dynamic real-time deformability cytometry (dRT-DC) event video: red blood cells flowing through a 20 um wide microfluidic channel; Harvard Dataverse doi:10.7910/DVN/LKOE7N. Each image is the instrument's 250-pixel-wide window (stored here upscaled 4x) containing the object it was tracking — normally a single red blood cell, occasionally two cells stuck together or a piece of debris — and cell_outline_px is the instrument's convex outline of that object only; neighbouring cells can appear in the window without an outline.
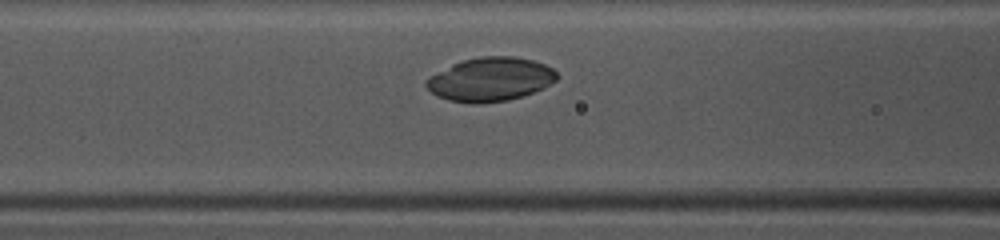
{"species": "common noctule bat (a hibernating species)", "species_latin": "Nyctalus noctula", "temperature_condition": "warm", "stored_images_in_passage": 34, "camera_frame_rate_fps": 3000, "um_per_image_px": 0.085, "animal": {"sex": "female", "body_mass_g": 10.0, "forearm_length_mm": 53.1}, "frame": {"image": 1, "passage_image": 12, "time_ms": 3.667, "image_size_px": [1000, 240], "cell_outline_px": [[560, 76], [556, 80], [544, 88], [508, 100], [476, 104], [448, 100], [436, 96], [424, 84], [424, 80], [452, 64], [464, 60], [480, 56], [516, 56], [532, 60], [544, 64], [552, 68]], "centroid_in_image_um": [41.68, 6.74], "position_along_channel_um": 124.9, "area_um2": 33.23}}
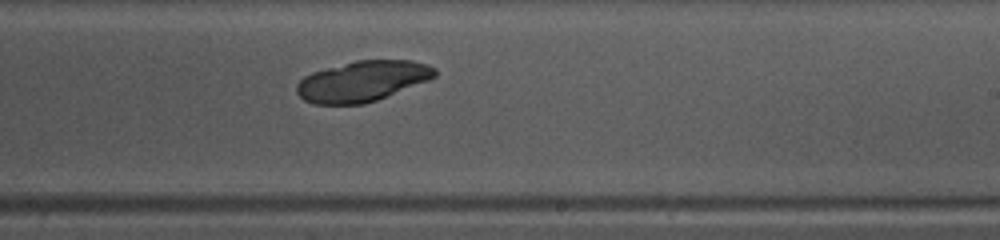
{"frame": {"image": 2, "passage_image": 22, "time_ms": 7.0, "image_size_px": [1000, 240], "cell_outline_px": [[436, 76], [428, 80], [376, 100], [364, 104], [312, 104], [304, 100], [296, 92], [296, 84], [304, 76], [312, 72], [356, 60], [412, 60], [428, 64], [436, 68]], "centroid_in_image_um": [30.79, 6.89], "position_along_channel_um": 258.2, "area_um2": 32.54}}
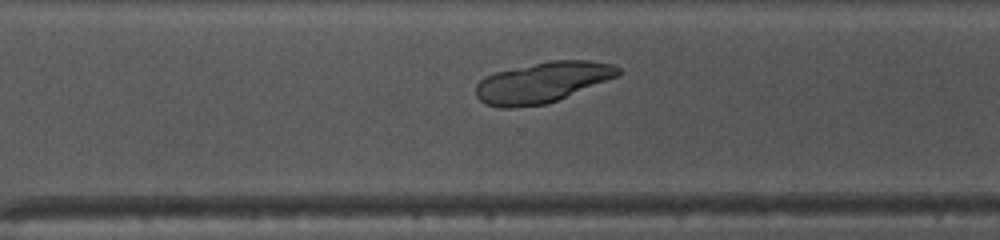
{"frame": {"image": 3, "passage_image": 27, "time_ms": 8.667, "image_size_px": [1000, 240], "cell_outline_px": [[624, 72], [620, 76], [556, 100], [544, 104], [512, 108], [500, 108], [484, 104], [476, 96], [476, 84], [484, 76], [496, 72], [552, 60], [588, 60], [612, 64], [620, 68]], "centroid_in_image_um": [46.12, 7.0], "position_along_channel_um": 324.5, "area_um2": 33.64}}